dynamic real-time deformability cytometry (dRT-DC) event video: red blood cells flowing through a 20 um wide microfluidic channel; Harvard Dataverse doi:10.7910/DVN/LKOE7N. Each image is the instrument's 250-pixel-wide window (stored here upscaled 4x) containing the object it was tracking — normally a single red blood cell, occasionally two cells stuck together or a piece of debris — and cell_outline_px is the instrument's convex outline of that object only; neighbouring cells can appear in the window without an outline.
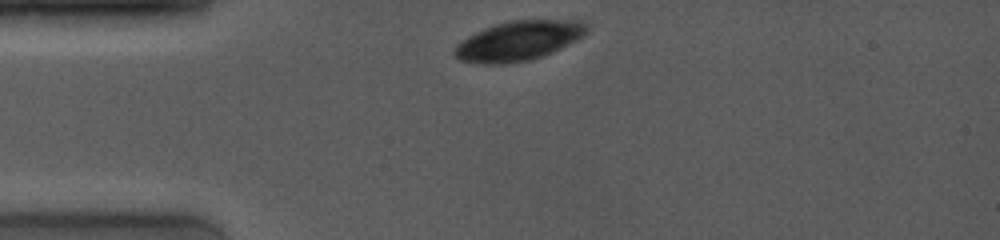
{"species": "common noctule bat (a hibernating species)", "species_latin": "Nyctalus noctula", "temperature_condition": "room temperature", "stored_images_in_passage": 2, "camera_frame_rate_fps": 4000, "um_per_image_px": 0.085, "animal": {"sex": "female", "body_mass_g": 19.0, "forearm_length_mm": 53.3}, "frame": {"image": 1, "passage_image": 1, "time_ms": 0.0, "image_size_px": [1000, 240], "cell_outline_px": [[588, 32], [576, 40], [552, 52], [528, 60], [500, 64], [484, 64], [460, 60], [452, 52], [456, 44], [460, 40], [492, 24], [512, 20], [584, 20], [588, 24]], "centroid_in_image_um": [44.07, 3.45], "position_along_channel_um": 40.9, "area_um2": 30.52}}